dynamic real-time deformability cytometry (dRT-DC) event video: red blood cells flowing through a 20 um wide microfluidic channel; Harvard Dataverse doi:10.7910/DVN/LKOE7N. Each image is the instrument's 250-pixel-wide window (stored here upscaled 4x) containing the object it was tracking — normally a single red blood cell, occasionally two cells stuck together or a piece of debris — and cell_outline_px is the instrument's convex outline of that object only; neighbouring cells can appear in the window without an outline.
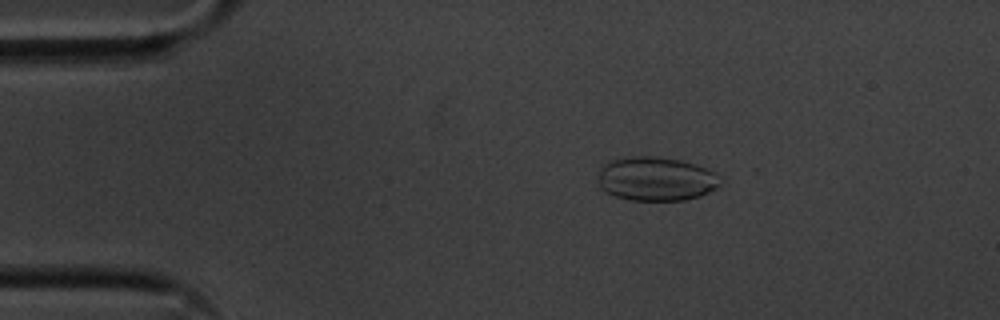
{"species": "common noctule bat (a hibernating species)", "species_latin": "Nyctalus noctula", "temperature_condition": "cold", "stored_images_in_passage": 46, "camera_frame_rate_fps": 3000, "um_per_image_px": 0.085, "animal": {"sex": "male", "body_mass_g": 20.1, "forearm_length_mm": 53.5}, "frame": {"image": 1, "passage_image": 1, "time_ms": 0.0, "image_size_px": [1000, 320], "cell_outline_px": [[724, 176], [720, 184], [716, 188], [700, 196], [684, 200], [628, 200], [616, 196], [600, 188], [596, 180], [600, 168], [604, 164], [612, 160], [632, 156], [656, 156], [680, 160], [716, 172]], "centroid_in_image_um": [55.77, 15.2], "position_along_channel_um": 29.2, "area_um2": 31.56}}
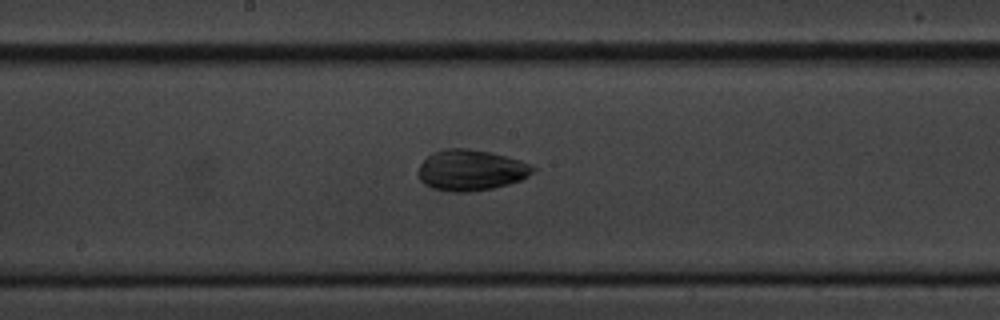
{"frame": {"image": 2, "passage_image": 20, "time_ms": 6.333, "image_size_px": [1000, 320], "cell_outline_px": [[536, 172], [520, 180], [508, 184], [492, 188], [468, 192], [452, 192], [432, 188], [424, 184], [420, 180], [416, 172], [420, 164], [432, 152], [444, 148], [468, 148], [492, 152], [520, 160], [532, 164], [536, 168]], "centroid_in_image_um": [40.02, 14.45], "position_along_channel_um": 208.2, "area_um2": 27.69}}
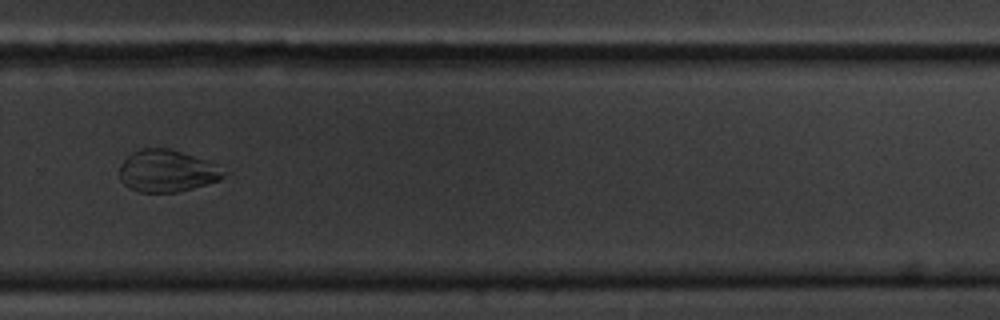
{"frame": {"image": 3, "passage_image": 29, "time_ms": 9.333, "image_size_px": [1000, 320], "cell_outline_px": [[232, 172], [220, 180], [192, 188], [176, 192], [140, 192], [128, 188], [120, 180], [120, 164], [132, 152], [140, 148], [168, 148], [208, 160], [220, 164]], "centroid_in_image_um": [14.28, 14.52], "position_along_channel_um": 315.5, "area_um2": 26.07}, "authors_computed_cell_mechanics": {"area_um2": 28.9578, "velocity_mm_per_s": 3.6036, "shape_relaxation_time_tau1_ms": null, "shape_relaxation_time_tau2_ms": 2.4538, "deformation_change_tau1": null, "deformation_change_tau2": 0.0617}}